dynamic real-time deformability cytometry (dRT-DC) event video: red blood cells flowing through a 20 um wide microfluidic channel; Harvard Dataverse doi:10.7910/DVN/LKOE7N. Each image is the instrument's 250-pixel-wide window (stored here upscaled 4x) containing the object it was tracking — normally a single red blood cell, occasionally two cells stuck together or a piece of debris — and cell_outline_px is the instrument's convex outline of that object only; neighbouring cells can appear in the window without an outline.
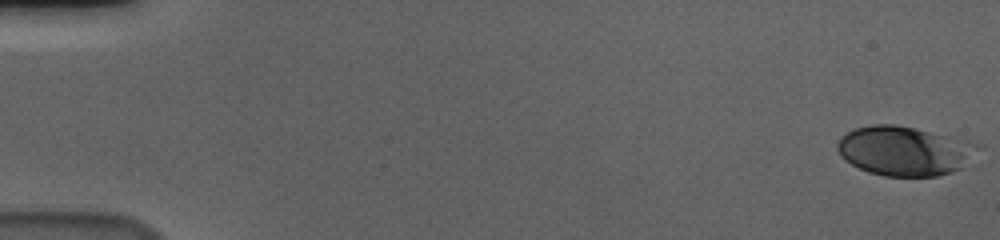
{"species": "human", "species_latin": "Homo sapiens", "temperature_condition": "cold", "stored_images_in_passage": 57, "camera_frame_rate_fps": 3000, "um_per_image_px": 0.085, "donor": {"sex": "male"}, "frame": {"image": 1, "passage_image": 1, "time_ms": 0.0, "image_size_px": [1000, 240], "cell_outline_px": [[984, 148], [968, 164], [952, 172], [936, 176], [884, 176], [868, 172], [844, 160], [840, 156], [836, 148], [836, 144], [840, 136], [856, 128], [872, 124], [896, 124], [968, 140], [984, 144]], "centroid_in_image_um": [76.95, 12.82], "position_along_channel_um": 8.1, "area_um2": 41.1}}
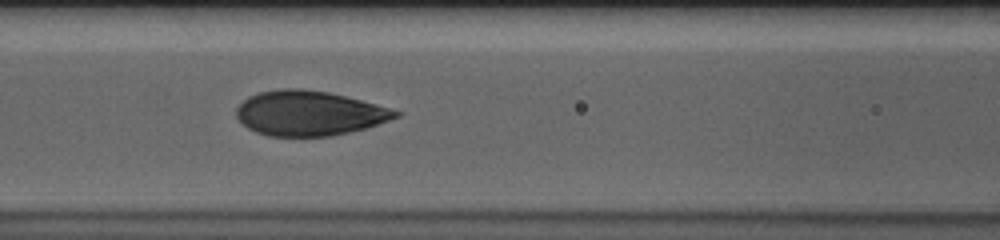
{"frame": {"image": 2, "passage_image": 26, "time_ms": 8.333, "image_size_px": [1000, 240], "cell_outline_px": [[404, 112], [400, 116], [364, 128], [332, 136], [268, 136], [256, 132], [248, 128], [236, 116], [236, 108], [248, 96], [260, 92], [280, 88], [300, 88], [328, 92], [376, 104]], "centroid_in_image_um": [26.26, 9.62], "position_along_channel_um": 140.3, "area_um2": 41.38}}
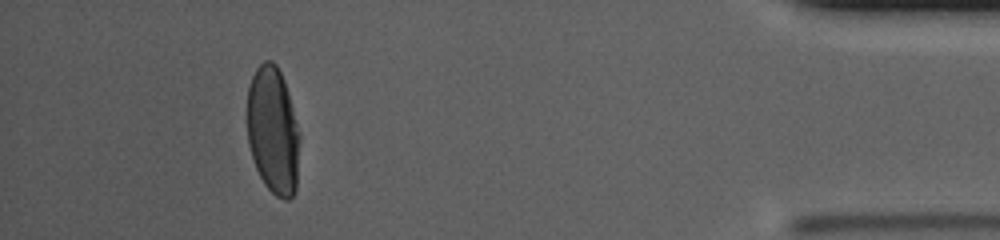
{"frame": {"image": 3, "passage_image": 53, "time_ms": 17.333, "image_size_px": [1000, 240], "cell_outline_px": [[300, 136], [296, 192], [288, 200], [284, 200], [276, 196], [264, 184], [256, 168], [248, 144], [248, 88], [252, 76], [256, 68], [264, 60], [272, 60], [276, 64], [284, 80], [300, 132]], "centroid_in_image_um": [23.22, 11.11], "position_along_channel_um": 412.0, "area_um2": 39.13}, "authors_computed_cell_mechanics": {"area_um2": 41.1536, "velocity_mm_per_s": 3.627, "shape_relaxation_time_tau1_ms": 3.803, "shape_relaxation_time_tau2_ms": null, "deformation_change_tau1": 0.1821, "deformation_change_tau2": null}}